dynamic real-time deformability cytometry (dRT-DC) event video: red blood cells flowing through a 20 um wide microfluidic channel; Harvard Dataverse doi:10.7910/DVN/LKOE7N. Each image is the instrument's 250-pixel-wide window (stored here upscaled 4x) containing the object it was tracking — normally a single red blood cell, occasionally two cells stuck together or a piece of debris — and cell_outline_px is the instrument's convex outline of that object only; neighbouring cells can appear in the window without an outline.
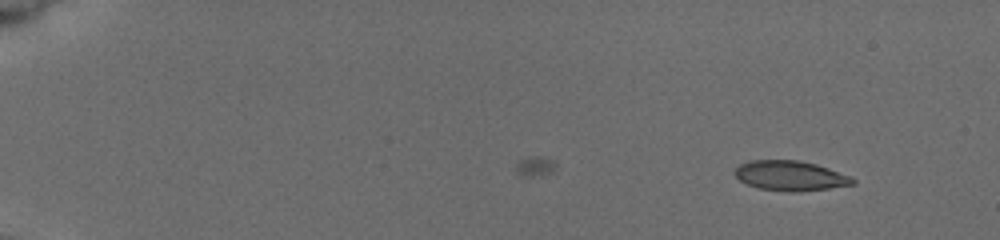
{"species": "common noctule bat (a hibernating species)", "species_latin": "Nyctalus noctula", "temperature_condition": "cold", "stored_images_in_passage": 7, "camera_frame_rate_fps": 3000, "um_per_image_px": 0.085, "animal": {"sex": "female", "body_mass_g": 19.5, "forearm_length_mm": 54.1}, "frame": {"image": 1, "passage_image": 1, "time_ms": 0.0, "image_size_px": [1000, 240], "cell_outline_px": [[856, 184], [828, 188], [756, 188], [740, 180], [736, 176], [736, 168], [740, 164], [748, 160], [796, 160], [816, 164], [852, 176], [856, 180]], "centroid_in_image_um": [67.19, 14.87], "position_along_channel_um": 17.8, "area_um2": 19.42}}
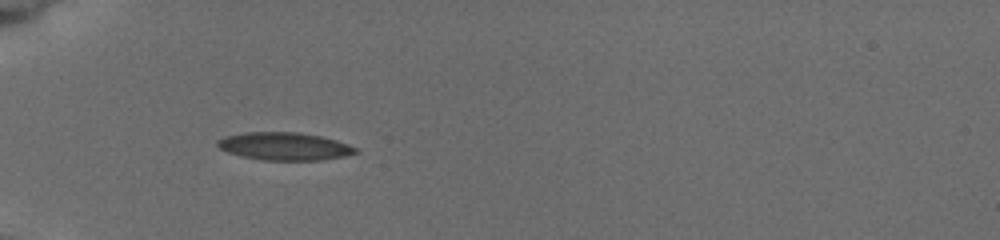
{"frame": {"image": 2, "passage_image": 6, "time_ms": 4.667, "image_size_px": [1000, 240], "cell_outline_px": [[360, 152], [344, 156], [320, 160], [264, 160], [240, 156], [228, 152], [220, 148], [216, 144], [216, 140], [224, 136], [244, 132], [300, 132], [320, 136], [336, 140], [348, 144], [356, 148]], "centroid_in_image_um": [24.16, 12.43], "position_along_channel_um": 60.8, "area_um2": 22.43}}